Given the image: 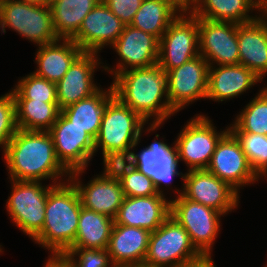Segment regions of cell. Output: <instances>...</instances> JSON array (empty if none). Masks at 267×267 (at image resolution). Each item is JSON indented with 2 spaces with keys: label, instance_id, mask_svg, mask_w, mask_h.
Masks as SVG:
<instances>
[{
  "label": "cell",
  "instance_id": "ba28073f",
  "mask_svg": "<svg viewBox=\"0 0 267 267\" xmlns=\"http://www.w3.org/2000/svg\"><path fill=\"white\" fill-rule=\"evenodd\" d=\"M170 216L188 232L192 244L201 255H211L220 231L219 218L224 216L222 213L180 195L171 201Z\"/></svg>",
  "mask_w": 267,
  "mask_h": 267
},
{
  "label": "cell",
  "instance_id": "9c48e42d",
  "mask_svg": "<svg viewBox=\"0 0 267 267\" xmlns=\"http://www.w3.org/2000/svg\"><path fill=\"white\" fill-rule=\"evenodd\" d=\"M198 55H200L198 18L189 10H183L159 40L157 64L167 72Z\"/></svg>",
  "mask_w": 267,
  "mask_h": 267
},
{
  "label": "cell",
  "instance_id": "5bb4252c",
  "mask_svg": "<svg viewBox=\"0 0 267 267\" xmlns=\"http://www.w3.org/2000/svg\"><path fill=\"white\" fill-rule=\"evenodd\" d=\"M199 54L209 66L239 64L237 23L198 18Z\"/></svg>",
  "mask_w": 267,
  "mask_h": 267
},
{
  "label": "cell",
  "instance_id": "277c9868",
  "mask_svg": "<svg viewBox=\"0 0 267 267\" xmlns=\"http://www.w3.org/2000/svg\"><path fill=\"white\" fill-rule=\"evenodd\" d=\"M201 256L188 232L169 216L158 229L151 232L142 267H184Z\"/></svg>",
  "mask_w": 267,
  "mask_h": 267
},
{
  "label": "cell",
  "instance_id": "484cf974",
  "mask_svg": "<svg viewBox=\"0 0 267 267\" xmlns=\"http://www.w3.org/2000/svg\"><path fill=\"white\" fill-rule=\"evenodd\" d=\"M256 9L261 13L262 0H198L189 11L197 18L244 24L258 18L248 14Z\"/></svg>",
  "mask_w": 267,
  "mask_h": 267
},
{
  "label": "cell",
  "instance_id": "ffe728a7",
  "mask_svg": "<svg viewBox=\"0 0 267 267\" xmlns=\"http://www.w3.org/2000/svg\"><path fill=\"white\" fill-rule=\"evenodd\" d=\"M171 200L165 195L126 197L114 218V224L139 227L150 232L158 229L170 216Z\"/></svg>",
  "mask_w": 267,
  "mask_h": 267
},
{
  "label": "cell",
  "instance_id": "74e56055",
  "mask_svg": "<svg viewBox=\"0 0 267 267\" xmlns=\"http://www.w3.org/2000/svg\"><path fill=\"white\" fill-rule=\"evenodd\" d=\"M65 254L73 261L75 267L113 266L107 249L69 248ZM76 256L79 258L75 259Z\"/></svg>",
  "mask_w": 267,
  "mask_h": 267
},
{
  "label": "cell",
  "instance_id": "9a60e30c",
  "mask_svg": "<svg viewBox=\"0 0 267 267\" xmlns=\"http://www.w3.org/2000/svg\"><path fill=\"white\" fill-rule=\"evenodd\" d=\"M206 170L227 182L237 192L244 185L254 184L260 179L252 170L238 141L229 131L218 142Z\"/></svg>",
  "mask_w": 267,
  "mask_h": 267
},
{
  "label": "cell",
  "instance_id": "5b68a950",
  "mask_svg": "<svg viewBox=\"0 0 267 267\" xmlns=\"http://www.w3.org/2000/svg\"><path fill=\"white\" fill-rule=\"evenodd\" d=\"M144 121L130 107L114 96L106 105L102 115L100 131L95 139V152L135 148L140 143Z\"/></svg>",
  "mask_w": 267,
  "mask_h": 267
},
{
  "label": "cell",
  "instance_id": "b9f144b4",
  "mask_svg": "<svg viewBox=\"0 0 267 267\" xmlns=\"http://www.w3.org/2000/svg\"><path fill=\"white\" fill-rule=\"evenodd\" d=\"M19 1L37 6H48L50 5L51 2V0H19Z\"/></svg>",
  "mask_w": 267,
  "mask_h": 267
},
{
  "label": "cell",
  "instance_id": "4fadbf2b",
  "mask_svg": "<svg viewBox=\"0 0 267 267\" xmlns=\"http://www.w3.org/2000/svg\"><path fill=\"white\" fill-rule=\"evenodd\" d=\"M208 70V62L198 55L166 72L168 99L176 113L200 98L206 99Z\"/></svg>",
  "mask_w": 267,
  "mask_h": 267
},
{
  "label": "cell",
  "instance_id": "52a82bcc",
  "mask_svg": "<svg viewBox=\"0 0 267 267\" xmlns=\"http://www.w3.org/2000/svg\"><path fill=\"white\" fill-rule=\"evenodd\" d=\"M12 194L6 202L7 212L16 226L33 240L42 230L49 190L54 184L41 181L10 180Z\"/></svg>",
  "mask_w": 267,
  "mask_h": 267
},
{
  "label": "cell",
  "instance_id": "cb8c5ba5",
  "mask_svg": "<svg viewBox=\"0 0 267 267\" xmlns=\"http://www.w3.org/2000/svg\"><path fill=\"white\" fill-rule=\"evenodd\" d=\"M258 82H262V79L240 64L209 66L206 99L215 102L230 100L250 90Z\"/></svg>",
  "mask_w": 267,
  "mask_h": 267
},
{
  "label": "cell",
  "instance_id": "e575fe53",
  "mask_svg": "<svg viewBox=\"0 0 267 267\" xmlns=\"http://www.w3.org/2000/svg\"><path fill=\"white\" fill-rule=\"evenodd\" d=\"M133 148L103 153L104 172L107 179L121 180L133 167Z\"/></svg>",
  "mask_w": 267,
  "mask_h": 267
},
{
  "label": "cell",
  "instance_id": "f35d334b",
  "mask_svg": "<svg viewBox=\"0 0 267 267\" xmlns=\"http://www.w3.org/2000/svg\"><path fill=\"white\" fill-rule=\"evenodd\" d=\"M125 25H130L143 0H102Z\"/></svg>",
  "mask_w": 267,
  "mask_h": 267
},
{
  "label": "cell",
  "instance_id": "d4e9b609",
  "mask_svg": "<svg viewBox=\"0 0 267 267\" xmlns=\"http://www.w3.org/2000/svg\"><path fill=\"white\" fill-rule=\"evenodd\" d=\"M38 48L35 56L38 68L33 73L55 84L83 52L72 39H58L49 44L39 45Z\"/></svg>",
  "mask_w": 267,
  "mask_h": 267
},
{
  "label": "cell",
  "instance_id": "4316f807",
  "mask_svg": "<svg viewBox=\"0 0 267 267\" xmlns=\"http://www.w3.org/2000/svg\"><path fill=\"white\" fill-rule=\"evenodd\" d=\"M114 96V90L111 84L107 90L99 89L92 96L62 109L61 113L73 125L85 129L86 132L96 139L100 131L105 107Z\"/></svg>",
  "mask_w": 267,
  "mask_h": 267
},
{
  "label": "cell",
  "instance_id": "f6af8a7d",
  "mask_svg": "<svg viewBox=\"0 0 267 267\" xmlns=\"http://www.w3.org/2000/svg\"><path fill=\"white\" fill-rule=\"evenodd\" d=\"M176 1L185 10V0H176Z\"/></svg>",
  "mask_w": 267,
  "mask_h": 267
},
{
  "label": "cell",
  "instance_id": "ee69618b",
  "mask_svg": "<svg viewBox=\"0 0 267 267\" xmlns=\"http://www.w3.org/2000/svg\"><path fill=\"white\" fill-rule=\"evenodd\" d=\"M261 13L267 17V0H262Z\"/></svg>",
  "mask_w": 267,
  "mask_h": 267
},
{
  "label": "cell",
  "instance_id": "3957f363",
  "mask_svg": "<svg viewBox=\"0 0 267 267\" xmlns=\"http://www.w3.org/2000/svg\"><path fill=\"white\" fill-rule=\"evenodd\" d=\"M48 192L45 221L33 239L52 253H65L75 241L82 202L76 186L69 178L59 180ZM70 183V184H69Z\"/></svg>",
  "mask_w": 267,
  "mask_h": 267
},
{
  "label": "cell",
  "instance_id": "d6986e66",
  "mask_svg": "<svg viewBox=\"0 0 267 267\" xmlns=\"http://www.w3.org/2000/svg\"><path fill=\"white\" fill-rule=\"evenodd\" d=\"M161 141L157 142L154 139V142L143 148L139 154L133 150L132 155L133 167L153 181L158 194L164 195L161 184H166V187H169L175 175L181 174L183 180L185 174L177 171L179 152L176 143L174 142V146L171 147Z\"/></svg>",
  "mask_w": 267,
  "mask_h": 267
},
{
  "label": "cell",
  "instance_id": "d590c367",
  "mask_svg": "<svg viewBox=\"0 0 267 267\" xmlns=\"http://www.w3.org/2000/svg\"><path fill=\"white\" fill-rule=\"evenodd\" d=\"M17 129L15 101L9 91L0 97V146L3 152Z\"/></svg>",
  "mask_w": 267,
  "mask_h": 267
},
{
  "label": "cell",
  "instance_id": "7bdbcfd3",
  "mask_svg": "<svg viewBox=\"0 0 267 267\" xmlns=\"http://www.w3.org/2000/svg\"><path fill=\"white\" fill-rule=\"evenodd\" d=\"M198 0H185V10H189Z\"/></svg>",
  "mask_w": 267,
  "mask_h": 267
},
{
  "label": "cell",
  "instance_id": "ab89813d",
  "mask_svg": "<svg viewBox=\"0 0 267 267\" xmlns=\"http://www.w3.org/2000/svg\"><path fill=\"white\" fill-rule=\"evenodd\" d=\"M44 267H75V265L65 253H52Z\"/></svg>",
  "mask_w": 267,
  "mask_h": 267
},
{
  "label": "cell",
  "instance_id": "7402d4cb",
  "mask_svg": "<svg viewBox=\"0 0 267 267\" xmlns=\"http://www.w3.org/2000/svg\"><path fill=\"white\" fill-rule=\"evenodd\" d=\"M239 64L263 80L267 74V17L259 14L252 22L237 24Z\"/></svg>",
  "mask_w": 267,
  "mask_h": 267
},
{
  "label": "cell",
  "instance_id": "8992f818",
  "mask_svg": "<svg viewBox=\"0 0 267 267\" xmlns=\"http://www.w3.org/2000/svg\"><path fill=\"white\" fill-rule=\"evenodd\" d=\"M5 27L39 45L58 40L52 26L50 5L37 6L19 0H10L0 4V29L5 34Z\"/></svg>",
  "mask_w": 267,
  "mask_h": 267
},
{
  "label": "cell",
  "instance_id": "8fae6325",
  "mask_svg": "<svg viewBox=\"0 0 267 267\" xmlns=\"http://www.w3.org/2000/svg\"><path fill=\"white\" fill-rule=\"evenodd\" d=\"M183 181V190L176 189L178 196L183 195L223 215L237 208L240 203L239 193L206 169L187 170Z\"/></svg>",
  "mask_w": 267,
  "mask_h": 267
},
{
  "label": "cell",
  "instance_id": "4dcf8cb0",
  "mask_svg": "<svg viewBox=\"0 0 267 267\" xmlns=\"http://www.w3.org/2000/svg\"><path fill=\"white\" fill-rule=\"evenodd\" d=\"M16 125L26 131H49L61 112L58 103L14 99Z\"/></svg>",
  "mask_w": 267,
  "mask_h": 267
},
{
  "label": "cell",
  "instance_id": "6da1fadb",
  "mask_svg": "<svg viewBox=\"0 0 267 267\" xmlns=\"http://www.w3.org/2000/svg\"><path fill=\"white\" fill-rule=\"evenodd\" d=\"M112 86L114 95L147 124L148 119L154 117L152 124L149 123V132L157 130L176 113L168 99L167 74L158 64L121 72L114 78Z\"/></svg>",
  "mask_w": 267,
  "mask_h": 267
},
{
  "label": "cell",
  "instance_id": "7a4b0ae2",
  "mask_svg": "<svg viewBox=\"0 0 267 267\" xmlns=\"http://www.w3.org/2000/svg\"><path fill=\"white\" fill-rule=\"evenodd\" d=\"M10 180L42 181L52 179L59 184L61 176L70 172L60 163L49 131L17 129L4 151Z\"/></svg>",
  "mask_w": 267,
  "mask_h": 267
},
{
  "label": "cell",
  "instance_id": "2e32d148",
  "mask_svg": "<svg viewBox=\"0 0 267 267\" xmlns=\"http://www.w3.org/2000/svg\"><path fill=\"white\" fill-rule=\"evenodd\" d=\"M120 57L117 68L110 69L108 66H100L111 73L114 77L121 72L133 68H147L158 63L159 40L140 29L131 25H125L123 32L112 45ZM111 70V71H110Z\"/></svg>",
  "mask_w": 267,
  "mask_h": 267
},
{
  "label": "cell",
  "instance_id": "d6a6232c",
  "mask_svg": "<svg viewBox=\"0 0 267 267\" xmlns=\"http://www.w3.org/2000/svg\"><path fill=\"white\" fill-rule=\"evenodd\" d=\"M234 123L243 132L267 135V87H263L242 109Z\"/></svg>",
  "mask_w": 267,
  "mask_h": 267
},
{
  "label": "cell",
  "instance_id": "44dd1931",
  "mask_svg": "<svg viewBox=\"0 0 267 267\" xmlns=\"http://www.w3.org/2000/svg\"><path fill=\"white\" fill-rule=\"evenodd\" d=\"M83 172L84 169L76 170L69 176V180L73 182L79 192L82 206L114 219L125 198L121 183L119 180L107 179L103 175H98L83 185L78 179Z\"/></svg>",
  "mask_w": 267,
  "mask_h": 267
},
{
  "label": "cell",
  "instance_id": "603a6c76",
  "mask_svg": "<svg viewBox=\"0 0 267 267\" xmlns=\"http://www.w3.org/2000/svg\"><path fill=\"white\" fill-rule=\"evenodd\" d=\"M150 234L143 228L114 224L107 248L112 265L142 267Z\"/></svg>",
  "mask_w": 267,
  "mask_h": 267
},
{
  "label": "cell",
  "instance_id": "f1b7e54d",
  "mask_svg": "<svg viewBox=\"0 0 267 267\" xmlns=\"http://www.w3.org/2000/svg\"><path fill=\"white\" fill-rule=\"evenodd\" d=\"M101 0H51L52 26L58 39H72L85 16Z\"/></svg>",
  "mask_w": 267,
  "mask_h": 267
},
{
  "label": "cell",
  "instance_id": "7c38bea8",
  "mask_svg": "<svg viewBox=\"0 0 267 267\" xmlns=\"http://www.w3.org/2000/svg\"><path fill=\"white\" fill-rule=\"evenodd\" d=\"M49 132L58 160L70 173L88 167L95 153V139L85 129L73 125L60 112Z\"/></svg>",
  "mask_w": 267,
  "mask_h": 267
},
{
  "label": "cell",
  "instance_id": "1f68e13d",
  "mask_svg": "<svg viewBox=\"0 0 267 267\" xmlns=\"http://www.w3.org/2000/svg\"><path fill=\"white\" fill-rule=\"evenodd\" d=\"M231 125L228 131L238 141L252 170L258 177H267V135L243 132L235 123Z\"/></svg>",
  "mask_w": 267,
  "mask_h": 267
},
{
  "label": "cell",
  "instance_id": "bcb514c9",
  "mask_svg": "<svg viewBox=\"0 0 267 267\" xmlns=\"http://www.w3.org/2000/svg\"><path fill=\"white\" fill-rule=\"evenodd\" d=\"M10 0H0V4L4 3V2H8Z\"/></svg>",
  "mask_w": 267,
  "mask_h": 267
},
{
  "label": "cell",
  "instance_id": "836d02e7",
  "mask_svg": "<svg viewBox=\"0 0 267 267\" xmlns=\"http://www.w3.org/2000/svg\"><path fill=\"white\" fill-rule=\"evenodd\" d=\"M14 87L11 91L14 99L58 103L56 84L37 76L33 72L20 79Z\"/></svg>",
  "mask_w": 267,
  "mask_h": 267
},
{
  "label": "cell",
  "instance_id": "60d3db41",
  "mask_svg": "<svg viewBox=\"0 0 267 267\" xmlns=\"http://www.w3.org/2000/svg\"><path fill=\"white\" fill-rule=\"evenodd\" d=\"M211 255H202L200 258L192 261L184 267H215Z\"/></svg>",
  "mask_w": 267,
  "mask_h": 267
},
{
  "label": "cell",
  "instance_id": "ac0fdd59",
  "mask_svg": "<svg viewBox=\"0 0 267 267\" xmlns=\"http://www.w3.org/2000/svg\"><path fill=\"white\" fill-rule=\"evenodd\" d=\"M125 24L101 0L84 18L72 40L83 52L98 53L112 46L123 32Z\"/></svg>",
  "mask_w": 267,
  "mask_h": 267
},
{
  "label": "cell",
  "instance_id": "83f0119b",
  "mask_svg": "<svg viewBox=\"0 0 267 267\" xmlns=\"http://www.w3.org/2000/svg\"><path fill=\"white\" fill-rule=\"evenodd\" d=\"M183 10L176 0H143L130 25L160 40Z\"/></svg>",
  "mask_w": 267,
  "mask_h": 267
},
{
  "label": "cell",
  "instance_id": "8d00e7d4",
  "mask_svg": "<svg viewBox=\"0 0 267 267\" xmlns=\"http://www.w3.org/2000/svg\"><path fill=\"white\" fill-rule=\"evenodd\" d=\"M119 182L126 197L158 194L153 181L134 167Z\"/></svg>",
  "mask_w": 267,
  "mask_h": 267
},
{
  "label": "cell",
  "instance_id": "e0dca14e",
  "mask_svg": "<svg viewBox=\"0 0 267 267\" xmlns=\"http://www.w3.org/2000/svg\"><path fill=\"white\" fill-rule=\"evenodd\" d=\"M98 53L82 52L71 64L65 75L56 83L57 102L60 110L95 94L100 86L94 84L93 75L102 64ZM96 68V69H95Z\"/></svg>",
  "mask_w": 267,
  "mask_h": 267
},
{
  "label": "cell",
  "instance_id": "30bf717a",
  "mask_svg": "<svg viewBox=\"0 0 267 267\" xmlns=\"http://www.w3.org/2000/svg\"><path fill=\"white\" fill-rule=\"evenodd\" d=\"M212 121L205 115L191 118L180 131L175 143L179 152V161H184L188 170L206 169L220 139L228 128L217 132Z\"/></svg>",
  "mask_w": 267,
  "mask_h": 267
},
{
  "label": "cell",
  "instance_id": "f546056e",
  "mask_svg": "<svg viewBox=\"0 0 267 267\" xmlns=\"http://www.w3.org/2000/svg\"><path fill=\"white\" fill-rule=\"evenodd\" d=\"M114 219L82 206L77 234L70 248L107 249Z\"/></svg>",
  "mask_w": 267,
  "mask_h": 267
}]
</instances>
